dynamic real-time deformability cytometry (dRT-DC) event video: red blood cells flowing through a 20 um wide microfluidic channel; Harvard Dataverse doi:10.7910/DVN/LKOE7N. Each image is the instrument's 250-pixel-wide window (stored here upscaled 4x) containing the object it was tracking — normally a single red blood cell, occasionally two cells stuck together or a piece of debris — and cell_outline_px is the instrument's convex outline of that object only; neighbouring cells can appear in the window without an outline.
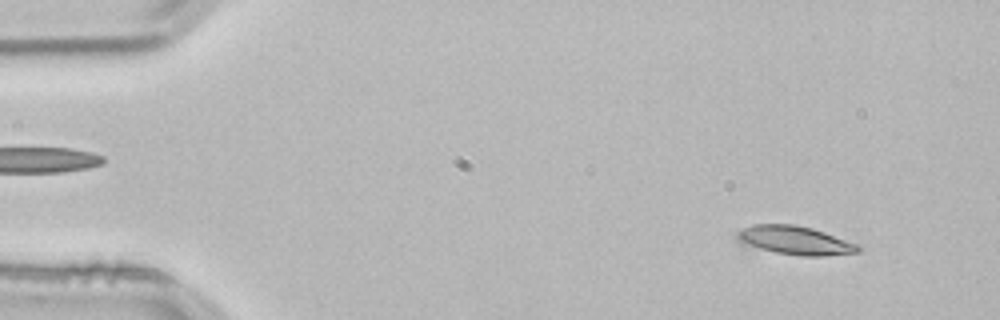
{"species": "common noctule bat (a hibernating species)", "species_latin": "Nyctalus noctula", "temperature_condition": "room temperature", "stored_images_in_passage": 16, "camera_frame_rate_fps": 3000, "um_per_image_px": 0.085, "animal": {"sex": "male", "body_mass_g": 21.5, "forearm_length_mm": 52.0}, "frame": {"image": 1, "passage_image": 4, "time_ms": 1.0, "image_size_px": [1000, 320], "cell_outline_px": [[860, 252], [820, 256], [800, 256], [740, 248], [736, 244], [736, 232], [740, 228], [752, 224], [796, 224], [812, 228], [860, 244]], "centroid_in_image_um": [67.4, 20.45], "position_along_channel_um": 17.6, "area_um2": 21.33}}
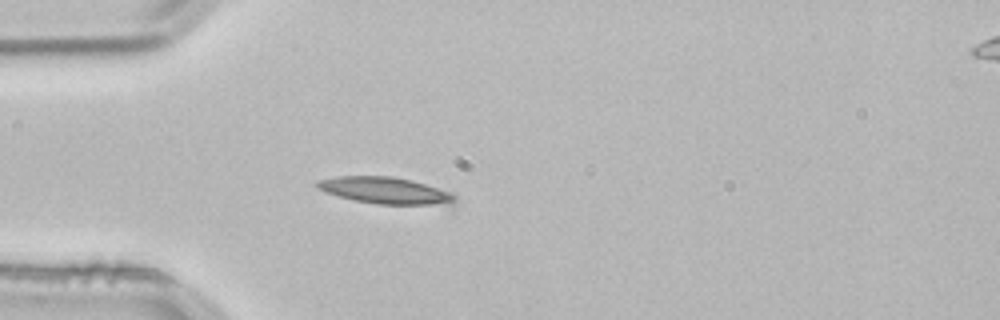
{"frame": {"image": 2, "passage_image": 14, "time_ms": 4.333, "image_size_px": [1000, 320], "cell_outline_px": [[456, 200], [452, 204], [376, 204], [356, 200], [324, 192], [316, 188], [316, 180], [336, 176], [392, 176], [412, 180], [452, 192], [456, 196]], "centroid_in_image_um": [32.73, 16.18], "position_along_channel_um": 52.3, "area_um2": 21.33}}